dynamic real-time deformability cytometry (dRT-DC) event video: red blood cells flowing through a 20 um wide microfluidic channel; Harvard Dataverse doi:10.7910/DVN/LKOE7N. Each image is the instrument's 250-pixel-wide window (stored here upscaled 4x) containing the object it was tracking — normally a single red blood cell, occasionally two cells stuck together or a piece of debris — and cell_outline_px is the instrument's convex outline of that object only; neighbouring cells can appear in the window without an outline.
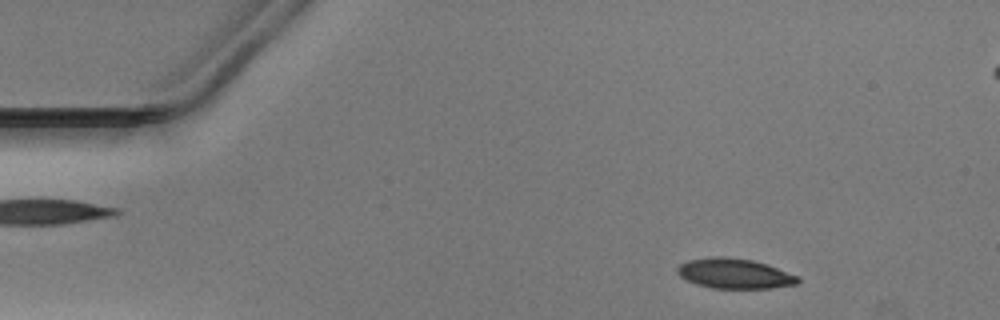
{"species": "Egyptian fruit bat (a non-hibernating species)", "species_latin": "Rousettus aegyptiacus", "temperature_condition": "warm", "stored_images_in_passage": 37, "camera_frame_rate_fps": 3000, "um_per_image_px": 0.085, "animal": {"sex": "male"}, "frame": {"image": 1, "passage_image": 3, "time_ms": 0.667, "image_size_px": [1000, 320], "cell_outline_px": [[800, 280], [796, 284], [768, 288], [712, 288], [696, 284], [680, 276], [676, 272], [676, 268], [680, 264], [688, 260], [708, 256], [720, 256], [752, 260], [768, 264], [796, 276]], "centroid_in_image_um": [62.38, 23.24], "position_along_channel_um": 22.6, "area_um2": 20.98}}
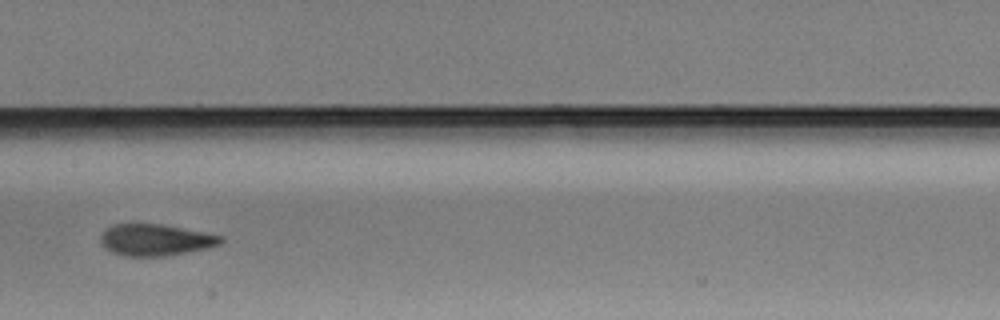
{"frame": {"image": 2, "passage_image": 22, "time_ms": 7.0, "image_size_px": [1000, 320], "cell_outline_px": [[224, 240], [220, 244], [208, 248], [168, 256], [124, 256], [112, 252], [104, 248], [100, 244], [100, 236], [112, 224], [160, 224], [204, 232], [224, 236]], "centroid_in_image_um": [13.22, 20.4], "position_along_channel_um": 194.2, "area_um2": 22.2}}
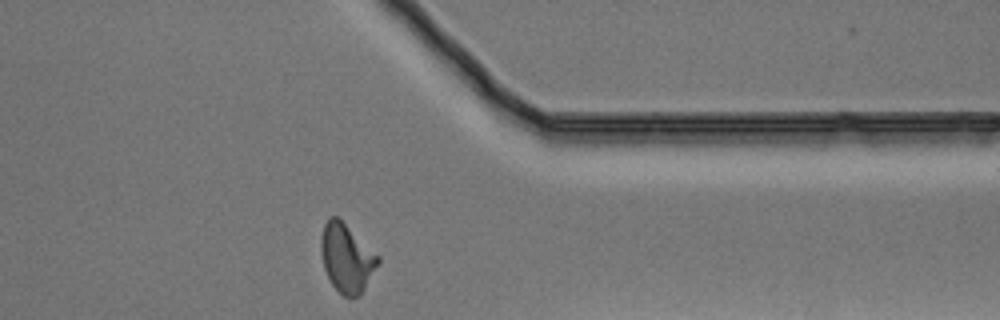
{"frame": {"image": 3, "passage_image": 37, "time_ms": 12.0, "image_size_px": [1000, 320], "cell_outline_px": [[380, 260], [360, 296], [344, 296], [332, 284], [324, 268], [320, 252], [320, 236], [324, 224], [328, 216], [336, 216], [380, 256]], "centroid_in_image_um": [29.44, 21.91], "position_along_channel_um": 382.0, "area_um2": 22.48}}